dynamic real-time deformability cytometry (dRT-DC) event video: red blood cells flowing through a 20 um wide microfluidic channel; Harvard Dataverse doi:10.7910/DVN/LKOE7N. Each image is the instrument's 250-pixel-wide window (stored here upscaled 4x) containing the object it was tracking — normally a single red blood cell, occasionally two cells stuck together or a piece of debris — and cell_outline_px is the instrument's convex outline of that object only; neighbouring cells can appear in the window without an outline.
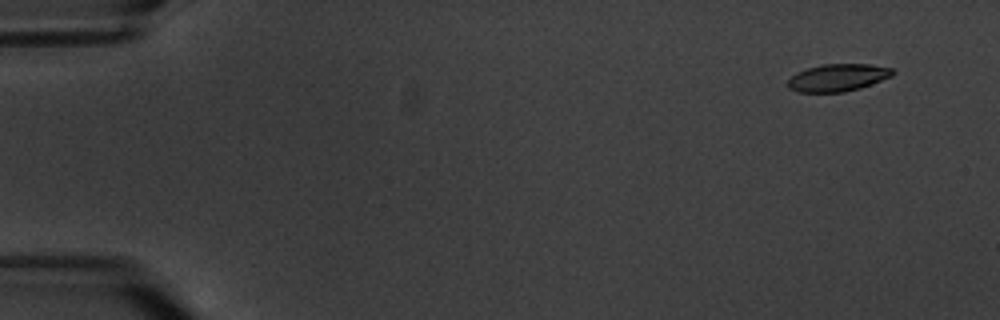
{"species": "common noctule bat (a hibernating species)", "species_latin": "Nyctalus noctula", "temperature_condition": "warm", "stored_images_in_passage": 12, "camera_frame_rate_fps": 3000, "um_per_image_px": 0.085, "animal": {"sex": "male", "body_mass_g": 20.1, "forearm_length_mm": 53.5}, "frame": {"image": 1, "passage_image": 2, "time_ms": 1.333, "image_size_px": [1000, 320], "cell_outline_px": [[896, 72], [892, 76], [860, 88], [844, 92], [800, 92], [788, 88], [788, 80], [796, 72], [808, 68], [824, 64], [868, 64], [892, 68]], "centroid_in_image_um": [71.22, 6.59], "position_along_channel_um": 13.8, "area_um2": 16.65}}
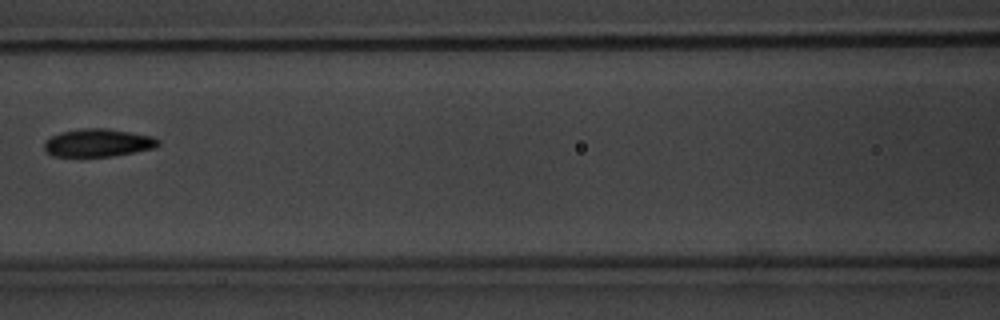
{"frame": {"image": 2, "passage_image": 8, "time_ms": 9.333, "image_size_px": [1000, 320], "cell_outline_px": [[160, 144], [152, 148], [112, 156], [52, 156], [44, 148], [44, 140], [60, 132], [84, 128], [108, 128], [152, 136], [160, 140]], "centroid_in_image_um": [8.31, 12.13], "position_along_channel_um": 158.3, "area_um2": 18.38}}
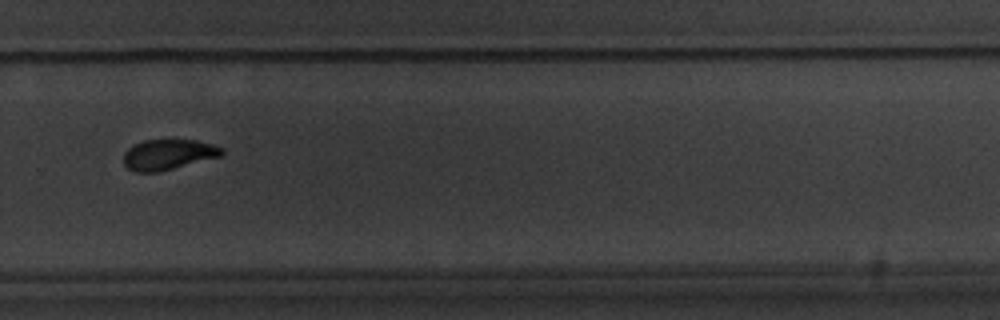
{"frame": {"image": 3, "passage_image": 12, "time_ms": 14.0, "image_size_px": [1000, 320], "cell_outline_px": [[224, 152], [220, 156], [156, 172], [136, 172], [128, 168], [124, 164], [124, 152], [132, 144], [144, 140], [196, 140], [212, 144], [224, 148]], "centroid_in_image_um": [14.27, 13.12], "position_along_channel_um": 315.5, "area_um2": 17.22}}